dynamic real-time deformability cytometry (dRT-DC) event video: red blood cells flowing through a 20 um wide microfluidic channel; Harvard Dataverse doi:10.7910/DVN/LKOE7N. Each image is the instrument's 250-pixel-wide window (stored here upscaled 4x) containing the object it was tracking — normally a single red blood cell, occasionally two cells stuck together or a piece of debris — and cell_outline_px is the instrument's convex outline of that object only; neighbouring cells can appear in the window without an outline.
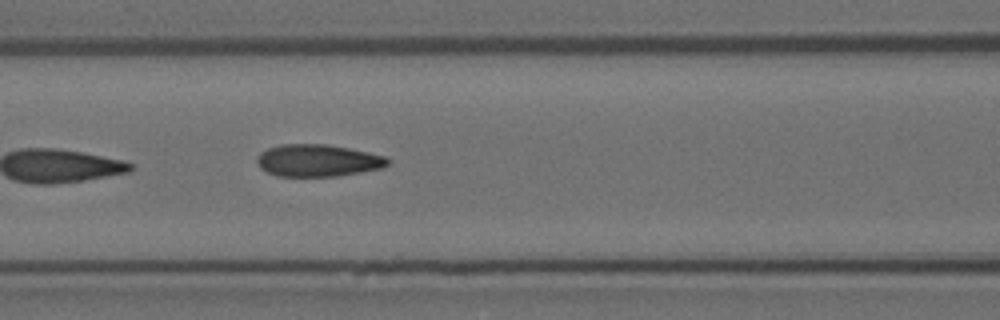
{"species": "Egyptian fruit bat (a non-hibernating species)", "species_latin": "Rousettus aegyptiacus", "temperature_condition": "room temperature", "stored_images_in_passage": 7, "camera_frame_rate_fps": 3000, "um_per_image_px": 0.085, "animal": {"sex": "female"}, "frame": {"image": 1, "passage_image": 7, "time_ms": 2.0, "image_size_px": [1000, 320], "cell_outline_px": [[388, 164], [384, 168], [340, 176], [276, 176], [260, 168], [256, 160], [256, 156], [260, 152], [268, 148], [280, 144], [328, 144], [368, 152], [384, 156], [388, 160]], "centroid_in_image_um": [26.99, 13.64], "position_along_channel_um": 139.6, "area_um2": 24.62}}